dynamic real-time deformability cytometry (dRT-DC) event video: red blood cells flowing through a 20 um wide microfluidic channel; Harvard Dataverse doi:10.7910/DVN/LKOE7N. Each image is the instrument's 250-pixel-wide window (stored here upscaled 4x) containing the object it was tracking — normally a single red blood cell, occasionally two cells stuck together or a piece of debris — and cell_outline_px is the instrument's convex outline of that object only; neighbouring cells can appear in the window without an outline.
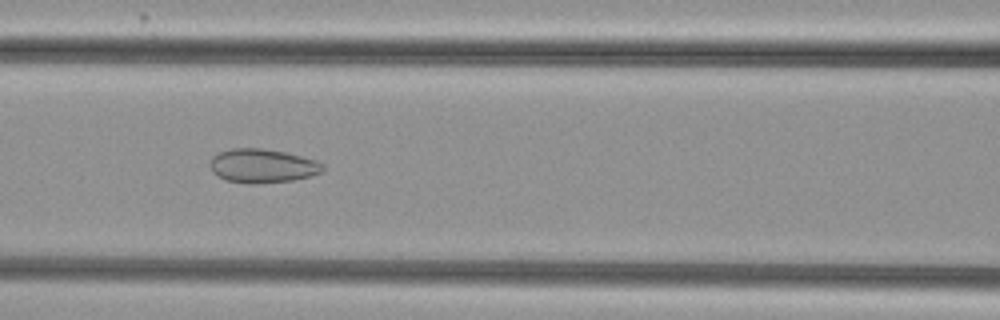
{"species": "common noctule bat (a hibernating species)", "species_latin": "Nyctalus noctula", "temperature_condition": "cold", "stored_images_in_passage": 35, "camera_frame_rate_fps": 3000, "um_per_image_px": 0.085, "animal": {"sex": "female", "body_mass_g": 29.2, "forearm_length_mm": 56.3}, "frame": {"image": 1, "passage_image": 10, "time_ms": 3.0, "image_size_px": [1000, 320], "cell_outline_px": [[324, 168], [320, 172], [312, 176], [292, 180], [256, 184], [248, 184], [224, 180], [216, 176], [212, 172], [208, 164], [212, 156], [220, 152], [232, 148], [260, 148], [288, 152], [316, 160], [324, 164]], "centroid_in_image_um": [22.28, 14.1], "position_along_channel_um": 144.3, "area_um2": 22.66}}
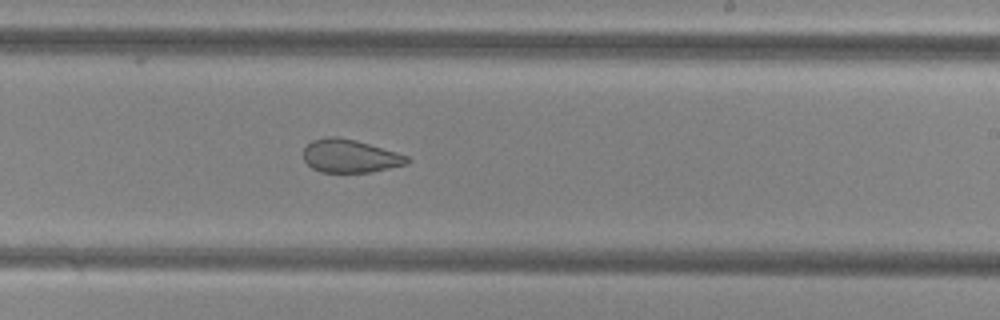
{"frame": {"image": 2, "passage_image": 19, "time_ms": 6.0, "image_size_px": [1000, 320], "cell_outline_px": [[412, 160], [408, 164], [372, 172], [320, 172], [312, 168], [304, 160], [304, 148], [312, 140], [328, 136], [336, 136], [356, 140], [396, 152], [408, 156]], "centroid_in_image_um": [29.77, 13.26], "position_along_channel_um": 259.2, "area_um2": 20.11}}
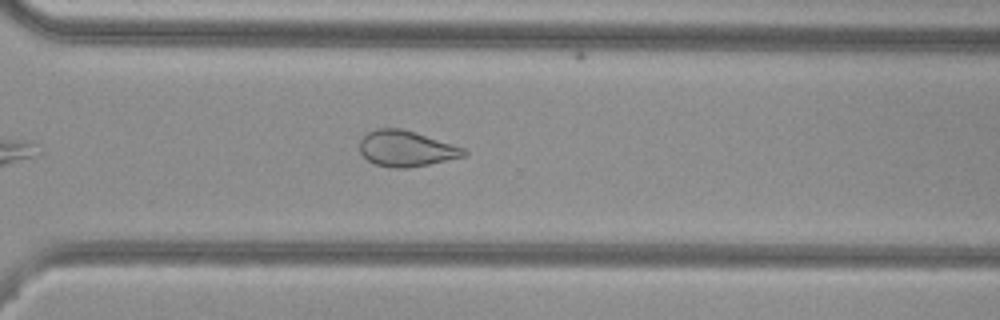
{"frame": {"image": 3, "passage_image": 25, "time_ms": 8.0, "image_size_px": [1000, 320], "cell_outline_px": [[468, 152], [464, 156], [428, 164], [408, 168], [388, 168], [376, 164], [368, 160], [360, 152], [360, 140], [368, 132], [376, 128], [400, 128], [416, 132], [464, 148]], "centroid_in_image_um": [34.5, 12.63], "position_along_channel_um": 336.1, "area_um2": 21.62}, "authors_computed_cell_mechanics": {"area_um2": 22.3686, "velocity_mm_per_s": 3.8414, "shape_relaxation_time_tau1_ms": null, "shape_relaxation_time_tau2_ms": 2.1846, "deformation_change_tau1": null, "deformation_change_tau2": 0.0883}}